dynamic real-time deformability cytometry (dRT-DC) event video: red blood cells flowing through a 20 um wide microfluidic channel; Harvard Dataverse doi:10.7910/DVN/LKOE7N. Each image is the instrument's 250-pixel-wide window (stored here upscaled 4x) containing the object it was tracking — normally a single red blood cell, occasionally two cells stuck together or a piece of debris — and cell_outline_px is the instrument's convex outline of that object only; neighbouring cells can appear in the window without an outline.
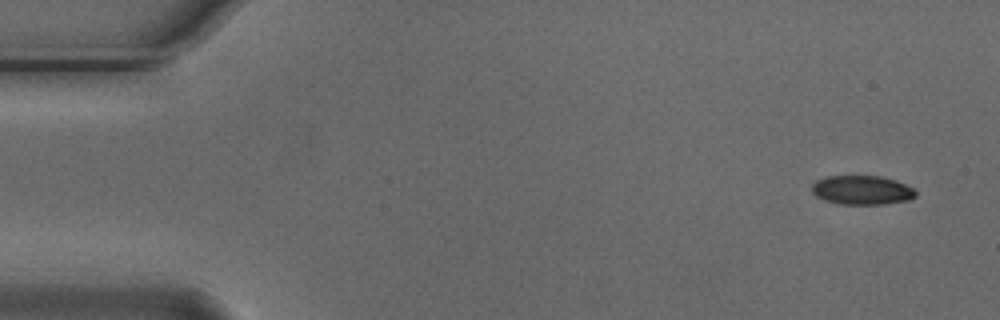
{"species": "Egyptian fruit bat (a non-hibernating species)", "species_latin": "Rousettus aegyptiacus", "temperature_condition": "cold", "stored_images_in_passage": 4, "camera_frame_rate_fps": 3000, "um_per_image_px": 0.085, "animal": {"sex": "male"}, "frame": {"image": 1, "passage_image": 1, "time_ms": 0.0, "image_size_px": [1000, 320], "cell_outline_px": [[916, 196], [908, 200], [884, 204], [840, 204], [824, 200], [816, 196], [812, 192], [812, 184], [816, 180], [828, 176], [880, 176], [896, 180], [912, 188], [916, 192]], "centroid_in_image_um": [73.25, 16.16], "position_along_channel_um": 11.8, "area_um2": 17.57}}
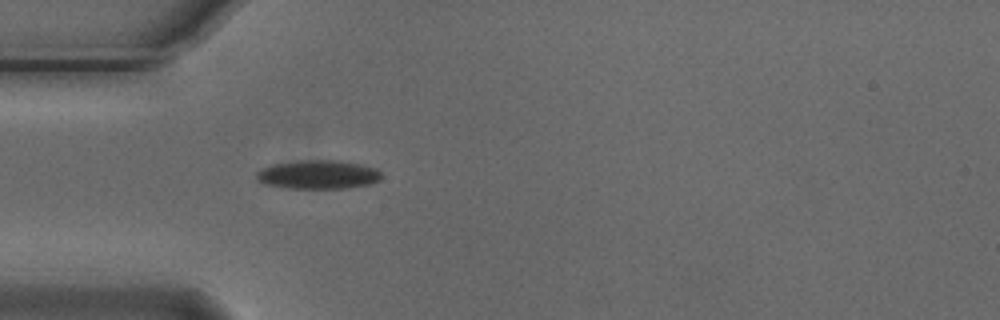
{"frame": {"image": 2, "passage_image": 4, "time_ms": 1.0, "image_size_px": [1000, 320], "cell_outline_px": [[380, 180], [368, 184], [348, 188], [288, 188], [264, 184], [256, 176], [256, 172], [272, 164], [300, 160], [340, 160], [360, 164], [376, 168], [380, 172]], "centroid_in_image_um": [27.05, 14.83], "position_along_channel_um": 58.0, "area_um2": 20.87}}